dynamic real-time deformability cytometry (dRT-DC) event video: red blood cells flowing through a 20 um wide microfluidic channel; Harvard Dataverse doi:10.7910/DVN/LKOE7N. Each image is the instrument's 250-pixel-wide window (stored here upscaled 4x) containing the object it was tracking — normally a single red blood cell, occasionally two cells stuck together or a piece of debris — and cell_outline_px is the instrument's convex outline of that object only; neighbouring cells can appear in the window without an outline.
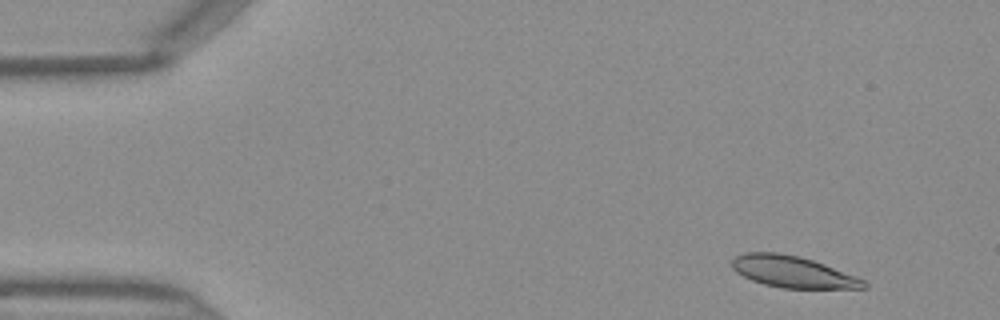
{"species": "Egyptian fruit bat (a non-hibernating species)", "species_latin": "Rousettus aegyptiacus", "temperature_condition": "warm", "stored_images_in_passage": 46, "camera_frame_rate_fps": 3000, "um_per_image_px": 0.085, "frame": {"image": 1, "passage_image": 4, "time_ms": 1.0, "image_size_px": [1000, 320], "cell_outline_px": [[868, 288], [780, 288], [764, 284], [752, 280], [736, 272], [732, 268], [732, 260], [736, 256], [744, 252], [780, 252], [800, 256], [824, 264], [856, 276], [864, 280], [868, 284]], "centroid_in_image_um": [67.38, 23.1], "position_along_channel_um": 17.6, "area_um2": 24.22}}
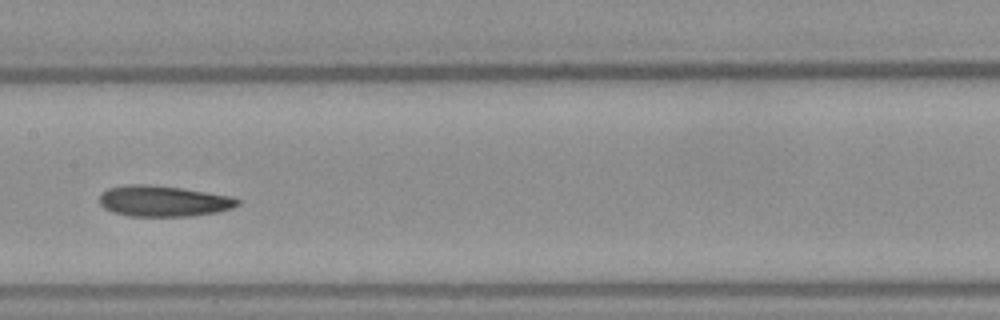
{"frame": {"image": 2, "passage_image": 23, "time_ms": 7.333, "image_size_px": [1000, 320], "cell_outline_px": [[240, 204], [232, 208], [220, 212], [192, 216], [128, 216], [112, 212], [104, 208], [100, 204], [100, 192], [108, 188], [124, 184], [148, 184], [184, 188], [232, 196], [240, 200]], "centroid_in_image_um": [13.89, 17.08], "position_along_channel_um": 193.5, "area_um2": 25.32}}
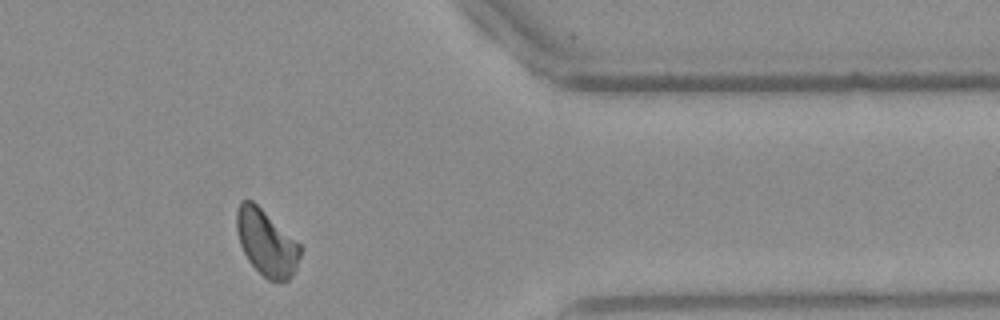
{"frame": {"image": 3, "passage_image": 38, "time_ms": 12.333, "image_size_px": [1000, 320], "cell_outline_px": [[304, 248], [296, 268], [292, 276], [288, 280], [268, 280], [248, 260], [240, 244], [236, 228], [236, 212], [240, 200], [252, 200], [300, 244]], "centroid_in_image_um": [22.66, 20.62], "position_along_channel_um": 388.7, "area_um2": 24.28}}